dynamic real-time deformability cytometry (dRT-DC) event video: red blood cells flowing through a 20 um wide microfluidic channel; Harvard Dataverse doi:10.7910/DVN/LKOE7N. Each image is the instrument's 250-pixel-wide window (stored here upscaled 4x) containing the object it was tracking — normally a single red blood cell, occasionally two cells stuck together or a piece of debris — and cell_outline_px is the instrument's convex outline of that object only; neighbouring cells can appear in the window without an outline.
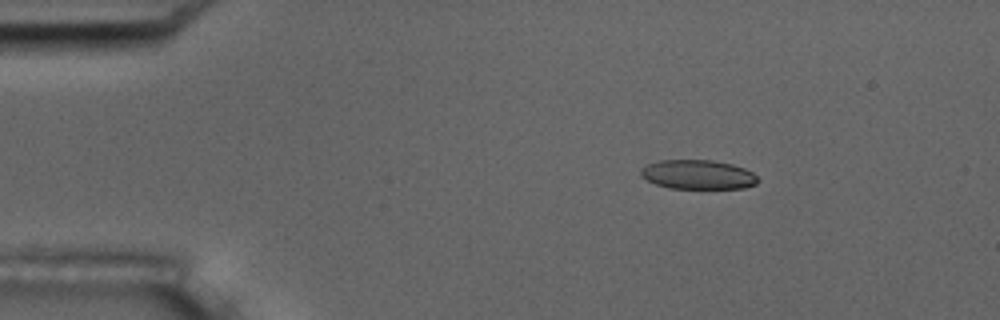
{"species": "common noctule bat (a hibernating species)", "species_latin": "Nyctalus noctula", "temperature_condition": "room temperature", "stored_images_in_passage": 5, "camera_frame_rate_fps": 3000, "um_per_image_px": 0.085, "animal": {"sex": "male", "body_mass_g": 17.5, "forearm_length_mm": 52.3}, "frame": {"image": 1, "passage_image": 3, "time_ms": 0.667, "image_size_px": [1000, 320], "cell_outline_px": [[760, 180], [756, 184], [744, 188], [668, 188], [656, 184], [640, 176], [640, 172], [648, 164], [660, 160], [712, 160], [732, 164], [744, 168], [752, 172]], "centroid_in_image_um": [59.35, 14.84], "position_along_channel_um": 25.7, "area_um2": 19.88}}